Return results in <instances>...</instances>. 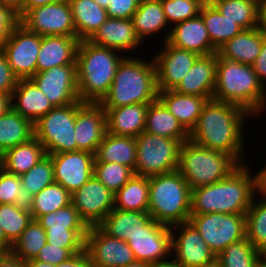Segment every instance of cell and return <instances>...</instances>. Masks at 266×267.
Returning <instances> with one entry per match:
<instances>
[{
  "instance_id": "6da1fadb",
  "label": "cell",
  "mask_w": 266,
  "mask_h": 267,
  "mask_svg": "<svg viewBox=\"0 0 266 267\" xmlns=\"http://www.w3.org/2000/svg\"><path fill=\"white\" fill-rule=\"evenodd\" d=\"M249 116L252 117L238 105L209 99L196 125L189 132V139L208 149L230 155L240 165L245 164L242 153L245 145L243 123Z\"/></svg>"
},
{
  "instance_id": "7a4b0ae2",
  "label": "cell",
  "mask_w": 266,
  "mask_h": 267,
  "mask_svg": "<svg viewBox=\"0 0 266 267\" xmlns=\"http://www.w3.org/2000/svg\"><path fill=\"white\" fill-rule=\"evenodd\" d=\"M246 164L216 183L191 190V215L246 214L254 198V177Z\"/></svg>"
},
{
  "instance_id": "3957f363",
  "label": "cell",
  "mask_w": 266,
  "mask_h": 267,
  "mask_svg": "<svg viewBox=\"0 0 266 267\" xmlns=\"http://www.w3.org/2000/svg\"><path fill=\"white\" fill-rule=\"evenodd\" d=\"M125 55L89 40L80 41L76 56L78 98L84 103H100L108 94L118 65Z\"/></svg>"
},
{
  "instance_id": "277c9868",
  "label": "cell",
  "mask_w": 266,
  "mask_h": 267,
  "mask_svg": "<svg viewBox=\"0 0 266 267\" xmlns=\"http://www.w3.org/2000/svg\"><path fill=\"white\" fill-rule=\"evenodd\" d=\"M212 99L242 107L252 116L266 109V89L252 65L217 58L216 84Z\"/></svg>"
},
{
  "instance_id": "5b68a950",
  "label": "cell",
  "mask_w": 266,
  "mask_h": 267,
  "mask_svg": "<svg viewBox=\"0 0 266 267\" xmlns=\"http://www.w3.org/2000/svg\"><path fill=\"white\" fill-rule=\"evenodd\" d=\"M151 61L128 55L122 59L108 94L99 103L105 112L111 108L157 100L156 67L154 60Z\"/></svg>"
},
{
  "instance_id": "8992f818",
  "label": "cell",
  "mask_w": 266,
  "mask_h": 267,
  "mask_svg": "<svg viewBox=\"0 0 266 267\" xmlns=\"http://www.w3.org/2000/svg\"><path fill=\"white\" fill-rule=\"evenodd\" d=\"M150 216L169 227L187 222L191 215V188L176 170L149 177Z\"/></svg>"
},
{
  "instance_id": "52a82bcc",
  "label": "cell",
  "mask_w": 266,
  "mask_h": 267,
  "mask_svg": "<svg viewBox=\"0 0 266 267\" xmlns=\"http://www.w3.org/2000/svg\"><path fill=\"white\" fill-rule=\"evenodd\" d=\"M239 166L230 155L208 149L188 139L180 147L177 171L192 190L221 181Z\"/></svg>"
},
{
  "instance_id": "ba28073f",
  "label": "cell",
  "mask_w": 266,
  "mask_h": 267,
  "mask_svg": "<svg viewBox=\"0 0 266 267\" xmlns=\"http://www.w3.org/2000/svg\"><path fill=\"white\" fill-rule=\"evenodd\" d=\"M84 104L78 101L54 107L34 123V137L43 144L47 155L77 151L76 113Z\"/></svg>"
},
{
  "instance_id": "9c48e42d",
  "label": "cell",
  "mask_w": 266,
  "mask_h": 267,
  "mask_svg": "<svg viewBox=\"0 0 266 267\" xmlns=\"http://www.w3.org/2000/svg\"><path fill=\"white\" fill-rule=\"evenodd\" d=\"M136 139L135 174L151 177L178 169L182 143L143 131Z\"/></svg>"
},
{
  "instance_id": "30bf717a",
  "label": "cell",
  "mask_w": 266,
  "mask_h": 267,
  "mask_svg": "<svg viewBox=\"0 0 266 267\" xmlns=\"http://www.w3.org/2000/svg\"><path fill=\"white\" fill-rule=\"evenodd\" d=\"M189 221L216 256L230 244L246 237L245 214L204 213L190 215Z\"/></svg>"
},
{
  "instance_id": "8fae6325",
  "label": "cell",
  "mask_w": 266,
  "mask_h": 267,
  "mask_svg": "<svg viewBox=\"0 0 266 267\" xmlns=\"http://www.w3.org/2000/svg\"><path fill=\"white\" fill-rule=\"evenodd\" d=\"M20 23L29 31L41 36L77 37L68 0L28 9L20 17Z\"/></svg>"
},
{
  "instance_id": "7c38bea8",
  "label": "cell",
  "mask_w": 266,
  "mask_h": 267,
  "mask_svg": "<svg viewBox=\"0 0 266 267\" xmlns=\"http://www.w3.org/2000/svg\"><path fill=\"white\" fill-rule=\"evenodd\" d=\"M177 229L179 236L176 235ZM170 230L171 253H174L171 254V260L174 263L180 267H208L216 264V255L190 221L173 225Z\"/></svg>"
},
{
  "instance_id": "4fadbf2b",
  "label": "cell",
  "mask_w": 266,
  "mask_h": 267,
  "mask_svg": "<svg viewBox=\"0 0 266 267\" xmlns=\"http://www.w3.org/2000/svg\"><path fill=\"white\" fill-rule=\"evenodd\" d=\"M41 38V35L29 31L20 23L0 48L19 79H29L35 75Z\"/></svg>"
},
{
  "instance_id": "5bb4252c",
  "label": "cell",
  "mask_w": 266,
  "mask_h": 267,
  "mask_svg": "<svg viewBox=\"0 0 266 267\" xmlns=\"http://www.w3.org/2000/svg\"><path fill=\"white\" fill-rule=\"evenodd\" d=\"M30 79L54 107H62L80 101L76 64L55 66L45 71L36 72Z\"/></svg>"
},
{
  "instance_id": "9a60e30c",
  "label": "cell",
  "mask_w": 266,
  "mask_h": 267,
  "mask_svg": "<svg viewBox=\"0 0 266 267\" xmlns=\"http://www.w3.org/2000/svg\"><path fill=\"white\" fill-rule=\"evenodd\" d=\"M126 242L133 251L136 261L154 265L172 259L170 227L154 219L144 227V231L130 236Z\"/></svg>"
},
{
  "instance_id": "2e32d148",
  "label": "cell",
  "mask_w": 266,
  "mask_h": 267,
  "mask_svg": "<svg viewBox=\"0 0 266 267\" xmlns=\"http://www.w3.org/2000/svg\"><path fill=\"white\" fill-rule=\"evenodd\" d=\"M85 250L93 267H124L136 261L125 240L108 236L98 226L89 227Z\"/></svg>"
},
{
  "instance_id": "e0dca14e",
  "label": "cell",
  "mask_w": 266,
  "mask_h": 267,
  "mask_svg": "<svg viewBox=\"0 0 266 267\" xmlns=\"http://www.w3.org/2000/svg\"><path fill=\"white\" fill-rule=\"evenodd\" d=\"M71 204L88 227L98 226L114 209V194L93 175L71 194Z\"/></svg>"
},
{
  "instance_id": "ac0fdd59",
  "label": "cell",
  "mask_w": 266,
  "mask_h": 267,
  "mask_svg": "<svg viewBox=\"0 0 266 267\" xmlns=\"http://www.w3.org/2000/svg\"><path fill=\"white\" fill-rule=\"evenodd\" d=\"M50 156L55 183L62 185L70 194L77 191L94 175L93 153L77 150Z\"/></svg>"
},
{
  "instance_id": "d6986e66",
  "label": "cell",
  "mask_w": 266,
  "mask_h": 267,
  "mask_svg": "<svg viewBox=\"0 0 266 267\" xmlns=\"http://www.w3.org/2000/svg\"><path fill=\"white\" fill-rule=\"evenodd\" d=\"M152 57L156 67L158 91L173 90L192 68L199 57L197 53L177 48L167 41Z\"/></svg>"
},
{
  "instance_id": "ffe728a7",
  "label": "cell",
  "mask_w": 266,
  "mask_h": 267,
  "mask_svg": "<svg viewBox=\"0 0 266 267\" xmlns=\"http://www.w3.org/2000/svg\"><path fill=\"white\" fill-rule=\"evenodd\" d=\"M75 140L77 150L95 154L107 134L106 112L99 103H85L76 113Z\"/></svg>"
},
{
  "instance_id": "44dd1931",
  "label": "cell",
  "mask_w": 266,
  "mask_h": 267,
  "mask_svg": "<svg viewBox=\"0 0 266 267\" xmlns=\"http://www.w3.org/2000/svg\"><path fill=\"white\" fill-rule=\"evenodd\" d=\"M162 42L197 53L199 56L214 54L217 50L213 47L208 31L200 15L176 23L169 28L168 34Z\"/></svg>"
},
{
  "instance_id": "7402d4cb",
  "label": "cell",
  "mask_w": 266,
  "mask_h": 267,
  "mask_svg": "<svg viewBox=\"0 0 266 267\" xmlns=\"http://www.w3.org/2000/svg\"><path fill=\"white\" fill-rule=\"evenodd\" d=\"M217 58V52L199 56L192 68L173 90L184 95L212 99L216 84Z\"/></svg>"
},
{
  "instance_id": "603a6c76",
  "label": "cell",
  "mask_w": 266,
  "mask_h": 267,
  "mask_svg": "<svg viewBox=\"0 0 266 267\" xmlns=\"http://www.w3.org/2000/svg\"><path fill=\"white\" fill-rule=\"evenodd\" d=\"M101 47L121 51L120 54L141 47L131 19L108 18L89 39Z\"/></svg>"
},
{
  "instance_id": "cb8c5ba5",
  "label": "cell",
  "mask_w": 266,
  "mask_h": 267,
  "mask_svg": "<svg viewBox=\"0 0 266 267\" xmlns=\"http://www.w3.org/2000/svg\"><path fill=\"white\" fill-rule=\"evenodd\" d=\"M79 43L80 40L77 37L42 36L36 72L45 71L55 66L76 64Z\"/></svg>"
},
{
  "instance_id": "d4e9b609",
  "label": "cell",
  "mask_w": 266,
  "mask_h": 267,
  "mask_svg": "<svg viewBox=\"0 0 266 267\" xmlns=\"http://www.w3.org/2000/svg\"><path fill=\"white\" fill-rule=\"evenodd\" d=\"M11 101L12 109L33 124L54 108L30 78L18 80L12 92Z\"/></svg>"
},
{
  "instance_id": "484cf974",
  "label": "cell",
  "mask_w": 266,
  "mask_h": 267,
  "mask_svg": "<svg viewBox=\"0 0 266 267\" xmlns=\"http://www.w3.org/2000/svg\"><path fill=\"white\" fill-rule=\"evenodd\" d=\"M265 38L266 31L259 27L242 30L217 50L218 57L252 65L261 51Z\"/></svg>"
},
{
  "instance_id": "4316f807",
  "label": "cell",
  "mask_w": 266,
  "mask_h": 267,
  "mask_svg": "<svg viewBox=\"0 0 266 267\" xmlns=\"http://www.w3.org/2000/svg\"><path fill=\"white\" fill-rule=\"evenodd\" d=\"M150 103L111 108L106 111L107 133L136 138L145 129L146 111Z\"/></svg>"
},
{
  "instance_id": "83f0119b",
  "label": "cell",
  "mask_w": 266,
  "mask_h": 267,
  "mask_svg": "<svg viewBox=\"0 0 266 267\" xmlns=\"http://www.w3.org/2000/svg\"><path fill=\"white\" fill-rule=\"evenodd\" d=\"M157 99L188 132L196 125L197 119L209 100L206 97L180 94L174 90L158 91Z\"/></svg>"
},
{
  "instance_id": "f1b7e54d",
  "label": "cell",
  "mask_w": 266,
  "mask_h": 267,
  "mask_svg": "<svg viewBox=\"0 0 266 267\" xmlns=\"http://www.w3.org/2000/svg\"><path fill=\"white\" fill-rule=\"evenodd\" d=\"M150 213L112 209L98 227L108 236L127 241L130 236L144 231L152 220Z\"/></svg>"
},
{
  "instance_id": "f546056e",
  "label": "cell",
  "mask_w": 266,
  "mask_h": 267,
  "mask_svg": "<svg viewBox=\"0 0 266 267\" xmlns=\"http://www.w3.org/2000/svg\"><path fill=\"white\" fill-rule=\"evenodd\" d=\"M46 155L43 144L34 137L29 142L10 148L0 155V167L8 173L21 176Z\"/></svg>"
},
{
  "instance_id": "4dcf8cb0",
  "label": "cell",
  "mask_w": 266,
  "mask_h": 267,
  "mask_svg": "<svg viewBox=\"0 0 266 267\" xmlns=\"http://www.w3.org/2000/svg\"><path fill=\"white\" fill-rule=\"evenodd\" d=\"M144 131L181 143L189 139V132L158 99L148 105Z\"/></svg>"
},
{
  "instance_id": "1f68e13d",
  "label": "cell",
  "mask_w": 266,
  "mask_h": 267,
  "mask_svg": "<svg viewBox=\"0 0 266 267\" xmlns=\"http://www.w3.org/2000/svg\"><path fill=\"white\" fill-rule=\"evenodd\" d=\"M95 162H115L131 168L135 173L136 139L107 133L94 154Z\"/></svg>"
},
{
  "instance_id": "d6a6232c",
  "label": "cell",
  "mask_w": 266,
  "mask_h": 267,
  "mask_svg": "<svg viewBox=\"0 0 266 267\" xmlns=\"http://www.w3.org/2000/svg\"><path fill=\"white\" fill-rule=\"evenodd\" d=\"M71 6L76 36L80 41L89 40L109 18L106 9L94 0H68Z\"/></svg>"
},
{
  "instance_id": "836d02e7",
  "label": "cell",
  "mask_w": 266,
  "mask_h": 267,
  "mask_svg": "<svg viewBox=\"0 0 266 267\" xmlns=\"http://www.w3.org/2000/svg\"><path fill=\"white\" fill-rule=\"evenodd\" d=\"M34 138V124L12 108L0 116V155Z\"/></svg>"
},
{
  "instance_id": "e575fe53",
  "label": "cell",
  "mask_w": 266,
  "mask_h": 267,
  "mask_svg": "<svg viewBox=\"0 0 266 267\" xmlns=\"http://www.w3.org/2000/svg\"><path fill=\"white\" fill-rule=\"evenodd\" d=\"M114 208L123 211L147 212L149 208V177L135 174L114 194Z\"/></svg>"
},
{
  "instance_id": "d590c367",
  "label": "cell",
  "mask_w": 266,
  "mask_h": 267,
  "mask_svg": "<svg viewBox=\"0 0 266 267\" xmlns=\"http://www.w3.org/2000/svg\"><path fill=\"white\" fill-rule=\"evenodd\" d=\"M199 15L216 50L243 30L235 21L223 16L213 4H203Z\"/></svg>"
},
{
  "instance_id": "8d00e7d4",
  "label": "cell",
  "mask_w": 266,
  "mask_h": 267,
  "mask_svg": "<svg viewBox=\"0 0 266 267\" xmlns=\"http://www.w3.org/2000/svg\"><path fill=\"white\" fill-rule=\"evenodd\" d=\"M131 20L134 30L142 43L144 39L146 40L165 30L167 25L169 27L161 2L139 4Z\"/></svg>"
},
{
  "instance_id": "74e56055",
  "label": "cell",
  "mask_w": 266,
  "mask_h": 267,
  "mask_svg": "<svg viewBox=\"0 0 266 267\" xmlns=\"http://www.w3.org/2000/svg\"><path fill=\"white\" fill-rule=\"evenodd\" d=\"M216 263L218 267H262L263 253L245 237L219 253Z\"/></svg>"
},
{
  "instance_id": "f35d334b",
  "label": "cell",
  "mask_w": 266,
  "mask_h": 267,
  "mask_svg": "<svg viewBox=\"0 0 266 267\" xmlns=\"http://www.w3.org/2000/svg\"><path fill=\"white\" fill-rule=\"evenodd\" d=\"M69 204L71 194L62 185L54 182L31 197L28 207L32 218L36 220L41 215L57 211Z\"/></svg>"
},
{
  "instance_id": "ab89813d",
  "label": "cell",
  "mask_w": 266,
  "mask_h": 267,
  "mask_svg": "<svg viewBox=\"0 0 266 267\" xmlns=\"http://www.w3.org/2000/svg\"><path fill=\"white\" fill-rule=\"evenodd\" d=\"M213 5L243 30L258 27L257 0H218Z\"/></svg>"
},
{
  "instance_id": "60d3db41",
  "label": "cell",
  "mask_w": 266,
  "mask_h": 267,
  "mask_svg": "<svg viewBox=\"0 0 266 267\" xmlns=\"http://www.w3.org/2000/svg\"><path fill=\"white\" fill-rule=\"evenodd\" d=\"M27 205L0 204V227L13 244L32 221Z\"/></svg>"
},
{
  "instance_id": "b9f144b4",
  "label": "cell",
  "mask_w": 266,
  "mask_h": 267,
  "mask_svg": "<svg viewBox=\"0 0 266 267\" xmlns=\"http://www.w3.org/2000/svg\"><path fill=\"white\" fill-rule=\"evenodd\" d=\"M246 238L262 253L266 252V201L256 200L245 214Z\"/></svg>"
},
{
  "instance_id": "7bdbcfd3",
  "label": "cell",
  "mask_w": 266,
  "mask_h": 267,
  "mask_svg": "<svg viewBox=\"0 0 266 267\" xmlns=\"http://www.w3.org/2000/svg\"><path fill=\"white\" fill-rule=\"evenodd\" d=\"M47 243L43 227L32 219L20 237L13 243L11 252L27 262L35 259L41 248Z\"/></svg>"
},
{
  "instance_id": "ee69618b",
  "label": "cell",
  "mask_w": 266,
  "mask_h": 267,
  "mask_svg": "<svg viewBox=\"0 0 266 267\" xmlns=\"http://www.w3.org/2000/svg\"><path fill=\"white\" fill-rule=\"evenodd\" d=\"M37 222L45 231H65V230H88L89 227L81 219L78 210L69 204L57 211L41 215Z\"/></svg>"
},
{
  "instance_id": "f6af8a7d",
  "label": "cell",
  "mask_w": 266,
  "mask_h": 267,
  "mask_svg": "<svg viewBox=\"0 0 266 267\" xmlns=\"http://www.w3.org/2000/svg\"><path fill=\"white\" fill-rule=\"evenodd\" d=\"M22 189L30 199L46 186L53 184V162L50 155H46L29 171L20 176Z\"/></svg>"
},
{
  "instance_id": "bcb514c9",
  "label": "cell",
  "mask_w": 266,
  "mask_h": 267,
  "mask_svg": "<svg viewBox=\"0 0 266 267\" xmlns=\"http://www.w3.org/2000/svg\"><path fill=\"white\" fill-rule=\"evenodd\" d=\"M95 177L113 194L120 190L134 175V171L119 163L94 162Z\"/></svg>"
},
{
  "instance_id": "7dc6e473",
  "label": "cell",
  "mask_w": 266,
  "mask_h": 267,
  "mask_svg": "<svg viewBox=\"0 0 266 267\" xmlns=\"http://www.w3.org/2000/svg\"><path fill=\"white\" fill-rule=\"evenodd\" d=\"M161 5L170 25L186 21L200 14L202 0H162Z\"/></svg>"
},
{
  "instance_id": "c3c4849f",
  "label": "cell",
  "mask_w": 266,
  "mask_h": 267,
  "mask_svg": "<svg viewBox=\"0 0 266 267\" xmlns=\"http://www.w3.org/2000/svg\"><path fill=\"white\" fill-rule=\"evenodd\" d=\"M30 199L22 189L20 176L0 167V204L29 205Z\"/></svg>"
},
{
  "instance_id": "681fc988",
  "label": "cell",
  "mask_w": 266,
  "mask_h": 267,
  "mask_svg": "<svg viewBox=\"0 0 266 267\" xmlns=\"http://www.w3.org/2000/svg\"><path fill=\"white\" fill-rule=\"evenodd\" d=\"M47 243L68 248L73 254L85 250L88 230L45 231Z\"/></svg>"
},
{
  "instance_id": "f907efd6",
  "label": "cell",
  "mask_w": 266,
  "mask_h": 267,
  "mask_svg": "<svg viewBox=\"0 0 266 267\" xmlns=\"http://www.w3.org/2000/svg\"><path fill=\"white\" fill-rule=\"evenodd\" d=\"M20 24L19 14L11 7L0 3V48Z\"/></svg>"
},
{
  "instance_id": "816d5d0a",
  "label": "cell",
  "mask_w": 266,
  "mask_h": 267,
  "mask_svg": "<svg viewBox=\"0 0 266 267\" xmlns=\"http://www.w3.org/2000/svg\"><path fill=\"white\" fill-rule=\"evenodd\" d=\"M139 4L138 0H110L106 11L109 18L131 19Z\"/></svg>"
},
{
  "instance_id": "f5cc1de1",
  "label": "cell",
  "mask_w": 266,
  "mask_h": 267,
  "mask_svg": "<svg viewBox=\"0 0 266 267\" xmlns=\"http://www.w3.org/2000/svg\"><path fill=\"white\" fill-rule=\"evenodd\" d=\"M72 255L73 253L68 248H61V246L46 243L39 251L35 260L57 265L62 261L67 260Z\"/></svg>"
},
{
  "instance_id": "db71d44e",
  "label": "cell",
  "mask_w": 266,
  "mask_h": 267,
  "mask_svg": "<svg viewBox=\"0 0 266 267\" xmlns=\"http://www.w3.org/2000/svg\"><path fill=\"white\" fill-rule=\"evenodd\" d=\"M19 78L14 74L4 52L0 49V92L12 95Z\"/></svg>"
},
{
  "instance_id": "11a10c76",
  "label": "cell",
  "mask_w": 266,
  "mask_h": 267,
  "mask_svg": "<svg viewBox=\"0 0 266 267\" xmlns=\"http://www.w3.org/2000/svg\"><path fill=\"white\" fill-rule=\"evenodd\" d=\"M252 68L257 74L259 81L266 89V38L263 40L261 51L254 63L252 64Z\"/></svg>"
},
{
  "instance_id": "9f6ffc18",
  "label": "cell",
  "mask_w": 266,
  "mask_h": 267,
  "mask_svg": "<svg viewBox=\"0 0 266 267\" xmlns=\"http://www.w3.org/2000/svg\"><path fill=\"white\" fill-rule=\"evenodd\" d=\"M57 267H93L86 250L73 254L70 258L57 264Z\"/></svg>"
},
{
  "instance_id": "6f0895ef",
  "label": "cell",
  "mask_w": 266,
  "mask_h": 267,
  "mask_svg": "<svg viewBox=\"0 0 266 267\" xmlns=\"http://www.w3.org/2000/svg\"><path fill=\"white\" fill-rule=\"evenodd\" d=\"M254 177V197L262 201H266V165L259 171L257 174L253 175Z\"/></svg>"
},
{
  "instance_id": "680465c9",
  "label": "cell",
  "mask_w": 266,
  "mask_h": 267,
  "mask_svg": "<svg viewBox=\"0 0 266 267\" xmlns=\"http://www.w3.org/2000/svg\"><path fill=\"white\" fill-rule=\"evenodd\" d=\"M0 267H27L26 262L9 252L0 262Z\"/></svg>"
},
{
  "instance_id": "91938a15",
  "label": "cell",
  "mask_w": 266,
  "mask_h": 267,
  "mask_svg": "<svg viewBox=\"0 0 266 267\" xmlns=\"http://www.w3.org/2000/svg\"><path fill=\"white\" fill-rule=\"evenodd\" d=\"M258 27L266 31V0H257Z\"/></svg>"
},
{
  "instance_id": "94428289",
  "label": "cell",
  "mask_w": 266,
  "mask_h": 267,
  "mask_svg": "<svg viewBox=\"0 0 266 267\" xmlns=\"http://www.w3.org/2000/svg\"><path fill=\"white\" fill-rule=\"evenodd\" d=\"M63 0H23V14L28 10L38 6H43L52 2H60Z\"/></svg>"
},
{
  "instance_id": "6125c7cd",
  "label": "cell",
  "mask_w": 266,
  "mask_h": 267,
  "mask_svg": "<svg viewBox=\"0 0 266 267\" xmlns=\"http://www.w3.org/2000/svg\"><path fill=\"white\" fill-rule=\"evenodd\" d=\"M11 95L0 92V116L6 114L11 108Z\"/></svg>"
},
{
  "instance_id": "be15d7a7",
  "label": "cell",
  "mask_w": 266,
  "mask_h": 267,
  "mask_svg": "<svg viewBox=\"0 0 266 267\" xmlns=\"http://www.w3.org/2000/svg\"><path fill=\"white\" fill-rule=\"evenodd\" d=\"M0 3L11 7L19 14V17L23 15V0H0Z\"/></svg>"
},
{
  "instance_id": "e7e4bbea",
  "label": "cell",
  "mask_w": 266,
  "mask_h": 267,
  "mask_svg": "<svg viewBox=\"0 0 266 267\" xmlns=\"http://www.w3.org/2000/svg\"><path fill=\"white\" fill-rule=\"evenodd\" d=\"M27 267H57V265L47 263V262H42L39 260L31 259L26 262Z\"/></svg>"
},
{
  "instance_id": "03108f58",
  "label": "cell",
  "mask_w": 266,
  "mask_h": 267,
  "mask_svg": "<svg viewBox=\"0 0 266 267\" xmlns=\"http://www.w3.org/2000/svg\"><path fill=\"white\" fill-rule=\"evenodd\" d=\"M0 246L7 248L10 252L12 250L13 244L6 238L3 229L0 227Z\"/></svg>"
},
{
  "instance_id": "003e7915",
  "label": "cell",
  "mask_w": 266,
  "mask_h": 267,
  "mask_svg": "<svg viewBox=\"0 0 266 267\" xmlns=\"http://www.w3.org/2000/svg\"><path fill=\"white\" fill-rule=\"evenodd\" d=\"M151 267H180L178 264L174 263L171 259L168 262L158 263V264H151Z\"/></svg>"
},
{
  "instance_id": "a7ac6f4b",
  "label": "cell",
  "mask_w": 266,
  "mask_h": 267,
  "mask_svg": "<svg viewBox=\"0 0 266 267\" xmlns=\"http://www.w3.org/2000/svg\"><path fill=\"white\" fill-rule=\"evenodd\" d=\"M124 267H151V264L149 263H145V262H142V261H135L131 264H128Z\"/></svg>"
},
{
  "instance_id": "89a4df30",
  "label": "cell",
  "mask_w": 266,
  "mask_h": 267,
  "mask_svg": "<svg viewBox=\"0 0 266 267\" xmlns=\"http://www.w3.org/2000/svg\"><path fill=\"white\" fill-rule=\"evenodd\" d=\"M10 251L7 248L1 247L0 246V262L5 258V256L9 253Z\"/></svg>"
},
{
  "instance_id": "2644e50d",
  "label": "cell",
  "mask_w": 266,
  "mask_h": 267,
  "mask_svg": "<svg viewBox=\"0 0 266 267\" xmlns=\"http://www.w3.org/2000/svg\"><path fill=\"white\" fill-rule=\"evenodd\" d=\"M94 1L104 9H106L108 4L110 3V0H94Z\"/></svg>"
},
{
  "instance_id": "8c879c8a",
  "label": "cell",
  "mask_w": 266,
  "mask_h": 267,
  "mask_svg": "<svg viewBox=\"0 0 266 267\" xmlns=\"http://www.w3.org/2000/svg\"><path fill=\"white\" fill-rule=\"evenodd\" d=\"M140 4L148 2H161L162 0H138Z\"/></svg>"
},
{
  "instance_id": "753ad0ef",
  "label": "cell",
  "mask_w": 266,
  "mask_h": 267,
  "mask_svg": "<svg viewBox=\"0 0 266 267\" xmlns=\"http://www.w3.org/2000/svg\"><path fill=\"white\" fill-rule=\"evenodd\" d=\"M218 0H202L203 4H214Z\"/></svg>"
},
{
  "instance_id": "34e18365",
  "label": "cell",
  "mask_w": 266,
  "mask_h": 267,
  "mask_svg": "<svg viewBox=\"0 0 266 267\" xmlns=\"http://www.w3.org/2000/svg\"><path fill=\"white\" fill-rule=\"evenodd\" d=\"M263 267H266V252L263 253Z\"/></svg>"
},
{
  "instance_id": "11e5206c",
  "label": "cell",
  "mask_w": 266,
  "mask_h": 267,
  "mask_svg": "<svg viewBox=\"0 0 266 267\" xmlns=\"http://www.w3.org/2000/svg\"><path fill=\"white\" fill-rule=\"evenodd\" d=\"M208 267H218V266H217V263H216V264L208 266Z\"/></svg>"
}]
</instances>
